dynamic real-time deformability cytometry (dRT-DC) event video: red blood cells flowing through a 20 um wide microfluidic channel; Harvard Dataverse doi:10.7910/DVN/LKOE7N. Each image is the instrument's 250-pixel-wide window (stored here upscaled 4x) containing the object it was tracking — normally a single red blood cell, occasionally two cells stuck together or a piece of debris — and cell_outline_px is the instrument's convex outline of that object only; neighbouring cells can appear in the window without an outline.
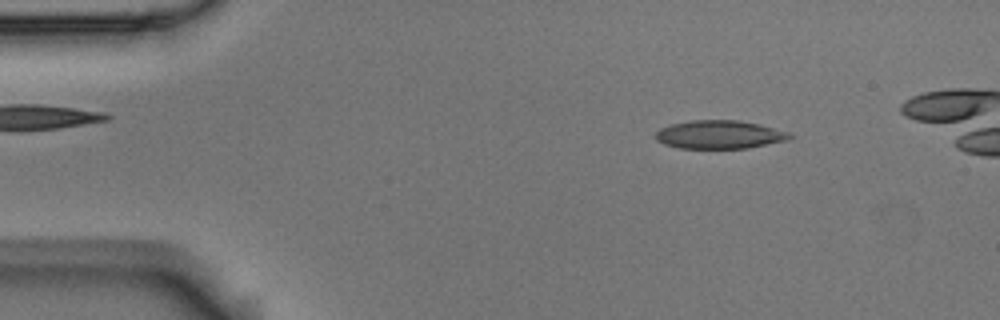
{"species": "Egyptian fruit bat (a non-hibernating species)", "species_latin": "Rousettus aegyptiacus", "temperature_condition": "room temperature", "stored_images_in_passage": 5, "camera_frame_rate_fps": 3000, "um_per_image_px": 0.085, "animal": {"sex": "male"}, "frame": {"image": 1, "passage_image": 2, "time_ms": 0.333, "image_size_px": [1000, 320], "cell_outline_px": [[792, 136], [788, 140], [748, 148], [680, 148], [664, 144], [656, 140], [652, 136], [660, 128], [672, 124], [692, 120], [736, 120], [760, 124], [792, 132]], "centroid_in_image_um": [61.16, 11.44], "position_along_channel_um": 23.8, "area_um2": 22.31}}